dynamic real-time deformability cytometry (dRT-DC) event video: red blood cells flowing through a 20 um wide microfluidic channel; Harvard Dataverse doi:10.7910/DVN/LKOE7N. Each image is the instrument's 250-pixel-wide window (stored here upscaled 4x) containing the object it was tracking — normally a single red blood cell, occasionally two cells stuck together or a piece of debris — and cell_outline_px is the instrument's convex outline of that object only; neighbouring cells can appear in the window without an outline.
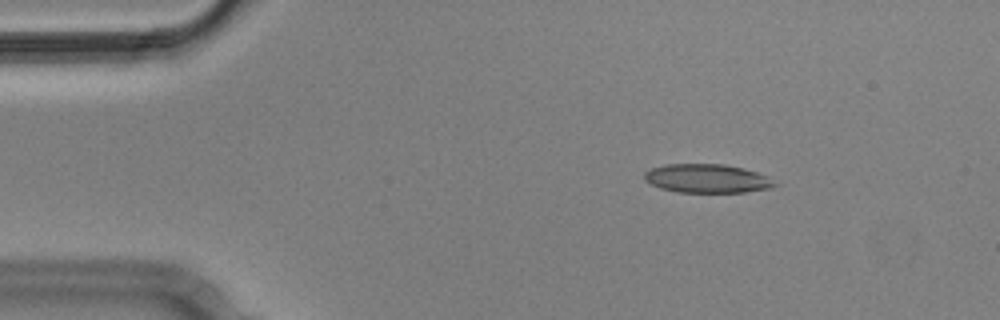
{"species": "Egyptian fruit bat (a non-hibernating species)", "species_latin": "Rousettus aegyptiacus", "temperature_condition": "cold", "stored_images_in_passage": 5, "camera_frame_rate_fps": 3000, "um_per_image_px": 0.085, "animal": {"sex": "male"}, "frame": {"image": 1, "passage_image": 3, "time_ms": 0.667, "image_size_px": [1000, 320], "cell_outline_px": [[780, 184], [772, 188], [744, 192], [676, 192], [660, 188], [644, 180], [644, 172], [652, 168], [664, 164], [724, 164], [744, 168], [768, 176]], "centroid_in_image_um": [60.13, 15.17], "position_along_channel_um": 24.9, "area_um2": 22.02}}